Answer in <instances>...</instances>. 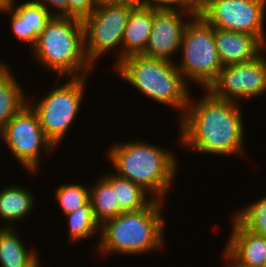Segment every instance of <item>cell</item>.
I'll use <instances>...</instances> for the list:
<instances>
[{"label":"cell","instance_id":"6da1fadb","mask_svg":"<svg viewBox=\"0 0 266 267\" xmlns=\"http://www.w3.org/2000/svg\"><path fill=\"white\" fill-rule=\"evenodd\" d=\"M239 105L216 98L207 89L201 98L195 100L190 96L187 108L177 122L179 146L206 155H246L243 145L246 127Z\"/></svg>","mask_w":266,"mask_h":267},{"label":"cell","instance_id":"7a4b0ae2","mask_svg":"<svg viewBox=\"0 0 266 267\" xmlns=\"http://www.w3.org/2000/svg\"><path fill=\"white\" fill-rule=\"evenodd\" d=\"M172 152L136 139L112 145L106 157L117 176L141 186L154 199L166 202L179 170L178 159Z\"/></svg>","mask_w":266,"mask_h":267},{"label":"cell","instance_id":"3957f363","mask_svg":"<svg viewBox=\"0 0 266 267\" xmlns=\"http://www.w3.org/2000/svg\"><path fill=\"white\" fill-rule=\"evenodd\" d=\"M164 201L154 199L147 207L122 212L100 226L98 254L124 256L159 251L165 246Z\"/></svg>","mask_w":266,"mask_h":267},{"label":"cell","instance_id":"277c9868","mask_svg":"<svg viewBox=\"0 0 266 267\" xmlns=\"http://www.w3.org/2000/svg\"><path fill=\"white\" fill-rule=\"evenodd\" d=\"M31 55L49 73H58V81L65 76H91L95 68L86 57L83 25L77 17H52Z\"/></svg>","mask_w":266,"mask_h":267},{"label":"cell","instance_id":"5b68a950","mask_svg":"<svg viewBox=\"0 0 266 267\" xmlns=\"http://www.w3.org/2000/svg\"><path fill=\"white\" fill-rule=\"evenodd\" d=\"M114 69L120 78L143 93L142 95L179 110L177 120L183 116L191 95L190 84L184 80L175 62L132 55L123 59Z\"/></svg>","mask_w":266,"mask_h":267},{"label":"cell","instance_id":"8992f818","mask_svg":"<svg viewBox=\"0 0 266 267\" xmlns=\"http://www.w3.org/2000/svg\"><path fill=\"white\" fill-rule=\"evenodd\" d=\"M180 51V62L175 64L184 80L208 89L223 65L216 50L214 27L201 15L192 17L186 25Z\"/></svg>","mask_w":266,"mask_h":267},{"label":"cell","instance_id":"52a82bcc","mask_svg":"<svg viewBox=\"0 0 266 267\" xmlns=\"http://www.w3.org/2000/svg\"><path fill=\"white\" fill-rule=\"evenodd\" d=\"M64 84L54 83L52 90L46 92L41 100L30 104L37 112L40 125L46 138L55 148L61 144L77 114L82 108L89 76L69 78ZM56 85V86H55Z\"/></svg>","mask_w":266,"mask_h":267},{"label":"cell","instance_id":"ba28073f","mask_svg":"<svg viewBox=\"0 0 266 267\" xmlns=\"http://www.w3.org/2000/svg\"><path fill=\"white\" fill-rule=\"evenodd\" d=\"M134 7L133 5L99 4L92 13L81 19L86 57L95 68L98 59L108 52L111 53L110 51H119L116 53L117 60L112 65V70L122 61L123 33Z\"/></svg>","mask_w":266,"mask_h":267},{"label":"cell","instance_id":"9c48e42d","mask_svg":"<svg viewBox=\"0 0 266 267\" xmlns=\"http://www.w3.org/2000/svg\"><path fill=\"white\" fill-rule=\"evenodd\" d=\"M30 103L2 129V142L26 171L36 175L40 169L42 152L52 154L56 148L46 138L38 114Z\"/></svg>","mask_w":266,"mask_h":267},{"label":"cell","instance_id":"30bf717a","mask_svg":"<svg viewBox=\"0 0 266 267\" xmlns=\"http://www.w3.org/2000/svg\"><path fill=\"white\" fill-rule=\"evenodd\" d=\"M200 15L213 27L254 35L266 46V0H203Z\"/></svg>","mask_w":266,"mask_h":267},{"label":"cell","instance_id":"8fae6325","mask_svg":"<svg viewBox=\"0 0 266 267\" xmlns=\"http://www.w3.org/2000/svg\"><path fill=\"white\" fill-rule=\"evenodd\" d=\"M207 90L216 98L239 104L245 99L261 97L264 93L266 95L264 53L251 61L223 66L218 78Z\"/></svg>","mask_w":266,"mask_h":267},{"label":"cell","instance_id":"7c38bea8","mask_svg":"<svg viewBox=\"0 0 266 267\" xmlns=\"http://www.w3.org/2000/svg\"><path fill=\"white\" fill-rule=\"evenodd\" d=\"M192 17L179 10H156L149 42L142 55L176 62L174 56L180 50L183 32Z\"/></svg>","mask_w":266,"mask_h":267},{"label":"cell","instance_id":"4fadbf2b","mask_svg":"<svg viewBox=\"0 0 266 267\" xmlns=\"http://www.w3.org/2000/svg\"><path fill=\"white\" fill-rule=\"evenodd\" d=\"M17 3L15 0L13 6L2 13L9 14L11 17L9 18L10 27L16 39L29 44V48L33 49L52 16L44 6L33 0L25 1L20 5Z\"/></svg>","mask_w":266,"mask_h":267},{"label":"cell","instance_id":"5bb4252c","mask_svg":"<svg viewBox=\"0 0 266 267\" xmlns=\"http://www.w3.org/2000/svg\"><path fill=\"white\" fill-rule=\"evenodd\" d=\"M214 39L223 66L251 61L266 46L254 35L214 27Z\"/></svg>","mask_w":266,"mask_h":267},{"label":"cell","instance_id":"9a60e30c","mask_svg":"<svg viewBox=\"0 0 266 267\" xmlns=\"http://www.w3.org/2000/svg\"><path fill=\"white\" fill-rule=\"evenodd\" d=\"M231 233L224 248L239 262L251 267H264L266 238L247 230L235 217H231Z\"/></svg>","mask_w":266,"mask_h":267},{"label":"cell","instance_id":"2e32d148","mask_svg":"<svg viewBox=\"0 0 266 267\" xmlns=\"http://www.w3.org/2000/svg\"><path fill=\"white\" fill-rule=\"evenodd\" d=\"M156 9L149 5L136 6L129 14L122 40V60L142 55L148 45Z\"/></svg>","mask_w":266,"mask_h":267},{"label":"cell","instance_id":"e0dca14e","mask_svg":"<svg viewBox=\"0 0 266 267\" xmlns=\"http://www.w3.org/2000/svg\"><path fill=\"white\" fill-rule=\"evenodd\" d=\"M15 229L0 225V267H39L40 255L24 245Z\"/></svg>","mask_w":266,"mask_h":267},{"label":"cell","instance_id":"ac0fdd59","mask_svg":"<svg viewBox=\"0 0 266 267\" xmlns=\"http://www.w3.org/2000/svg\"><path fill=\"white\" fill-rule=\"evenodd\" d=\"M1 188L0 191V219L7 222L4 227H13L30 216L35 206V196L28 191V188L19 185H9ZM3 189V190H2ZM13 223V224H12Z\"/></svg>","mask_w":266,"mask_h":267},{"label":"cell","instance_id":"d6986e66","mask_svg":"<svg viewBox=\"0 0 266 267\" xmlns=\"http://www.w3.org/2000/svg\"><path fill=\"white\" fill-rule=\"evenodd\" d=\"M7 64L0 70V129L28 103L21 83Z\"/></svg>","mask_w":266,"mask_h":267},{"label":"cell","instance_id":"ffe728a7","mask_svg":"<svg viewBox=\"0 0 266 267\" xmlns=\"http://www.w3.org/2000/svg\"><path fill=\"white\" fill-rule=\"evenodd\" d=\"M102 176L115 188L116 201L123 212L145 208L154 200L141 186L113 172L104 173Z\"/></svg>","mask_w":266,"mask_h":267},{"label":"cell","instance_id":"44dd1931","mask_svg":"<svg viewBox=\"0 0 266 267\" xmlns=\"http://www.w3.org/2000/svg\"><path fill=\"white\" fill-rule=\"evenodd\" d=\"M100 176L99 180L89 187V201L96 221L102 225L123 211L116 201L115 188L102 175Z\"/></svg>","mask_w":266,"mask_h":267},{"label":"cell","instance_id":"7402d4cb","mask_svg":"<svg viewBox=\"0 0 266 267\" xmlns=\"http://www.w3.org/2000/svg\"><path fill=\"white\" fill-rule=\"evenodd\" d=\"M67 219L68 226L66 227L69 231L68 240L71 243H77L84 239L88 240L92 235L100 233V224L96 221L93 209L91 207L90 201L75 211L64 215Z\"/></svg>","mask_w":266,"mask_h":267},{"label":"cell","instance_id":"603a6c76","mask_svg":"<svg viewBox=\"0 0 266 267\" xmlns=\"http://www.w3.org/2000/svg\"><path fill=\"white\" fill-rule=\"evenodd\" d=\"M54 195L62 215H66L89 202V186L77 182L74 184L62 183L56 188Z\"/></svg>","mask_w":266,"mask_h":267},{"label":"cell","instance_id":"cb8c5ba5","mask_svg":"<svg viewBox=\"0 0 266 267\" xmlns=\"http://www.w3.org/2000/svg\"><path fill=\"white\" fill-rule=\"evenodd\" d=\"M234 217L247 230L266 238V196L240 208Z\"/></svg>","mask_w":266,"mask_h":267},{"label":"cell","instance_id":"d4e9b609","mask_svg":"<svg viewBox=\"0 0 266 267\" xmlns=\"http://www.w3.org/2000/svg\"><path fill=\"white\" fill-rule=\"evenodd\" d=\"M149 6L156 10H179L191 16L201 14V0H150Z\"/></svg>","mask_w":266,"mask_h":267},{"label":"cell","instance_id":"484cf974","mask_svg":"<svg viewBox=\"0 0 266 267\" xmlns=\"http://www.w3.org/2000/svg\"><path fill=\"white\" fill-rule=\"evenodd\" d=\"M99 0H69V17L84 18L98 6Z\"/></svg>","mask_w":266,"mask_h":267},{"label":"cell","instance_id":"4316f807","mask_svg":"<svg viewBox=\"0 0 266 267\" xmlns=\"http://www.w3.org/2000/svg\"><path fill=\"white\" fill-rule=\"evenodd\" d=\"M44 6L52 17H69V0H33ZM53 8V9H52Z\"/></svg>","mask_w":266,"mask_h":267},{"label":"cell","instance_id":"83f0119b","mask_svg":"<svg viewBox=\"0 0 266 267\" xmlns=\"http://www.w3.org/2000/svg\"><path fill=\"white\" fill-rule=\"evenodd\" d=\"M100 4H119V5H133V6H147L150 0H99Z\"/></svg>","mask_w":266,"mask_h":267},{"label":"cell","instance_id":"f1b7e54d","mask_svg":"<svg viewBox=\"0 0 266 267\" xmlns=\"http://www.w3.org/2000/svg\"><path fill=\"white\" fill-rule=\"evenodd\" d=\"M223 258L225 259V267H251L237 261L225 248L221 251Z\"/></svg>","mask_w":266,"mask_h":267},{"label":"cell","instance_id":"f546056e","mask_svg":"<svg viewBox=\"0 0 266 267\" xmlns=\"http://www.w3.org/2000/svg\"><path fill=\"white\" fill-rule=\"evenodd\" d=\"M14 2L15 0H0V12L2 13L9 10Z\"/></svg>","mask_w":266,"mask_h":267},{"label":"cell","instance_id":"4dcf8cb0","mask_svg":"<svg viewBox=\"0 0 266 267\" xmlns=\"http://www.w3.org/2000/svg\"><path fill=\"white\" fill-rule=\"evenodd\" d=\"M5 62H3L2 60L0 61V70L5 66Z\"/></svg>","mask_w":266,"mask_h":267},{"label":"cell","instance_id":"1f68e13d","mask_svg":"<svg viewBox=\"0 0 266 267\" xmlns=\"http://www.w3.org/2000/svg\"><path fill=\"white\" fill-rule=\"evenodd\" d=\"M0 140H2V129H0Z\"/></svg>","mask_w":266,"mask_h":267}]
</instances>
